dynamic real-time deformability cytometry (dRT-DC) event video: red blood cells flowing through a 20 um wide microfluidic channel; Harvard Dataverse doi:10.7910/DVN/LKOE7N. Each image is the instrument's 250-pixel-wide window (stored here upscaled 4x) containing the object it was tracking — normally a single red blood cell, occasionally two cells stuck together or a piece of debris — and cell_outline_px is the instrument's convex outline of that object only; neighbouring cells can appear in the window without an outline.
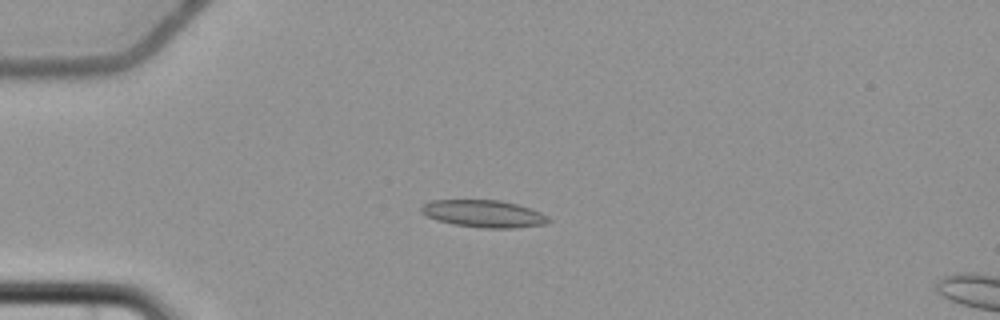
{"species": "common noctule bat (a hibernating species)", "species_latin": "Nyctalus noctula", "temperature_condition": "cold", "stored_images_in_passage": 7, "camera_frame_rate_fps": 3000, "um_per_image_px": 0.085, "animal": {"sex": "female", "body_mass_g": 22.7, "forearm_length_mm": 54.2}, "frame": {"image": 1, "passage_image": 5, "time_ms": 5.0, "image_size_px": [1000, 320], "cell_outline_px": [[552, 220], [544, 224], [516, 228], [484, 228], [452, 224], [436, 220], [420, 212], [420, 208], [424, 204], [432, 200], [500, 200], [532, 208], [548, 216]], "centroid_in_image_um": [41.13, 18.17], "position_along_channel_um": 43.9, "area_um2": 20.29}}
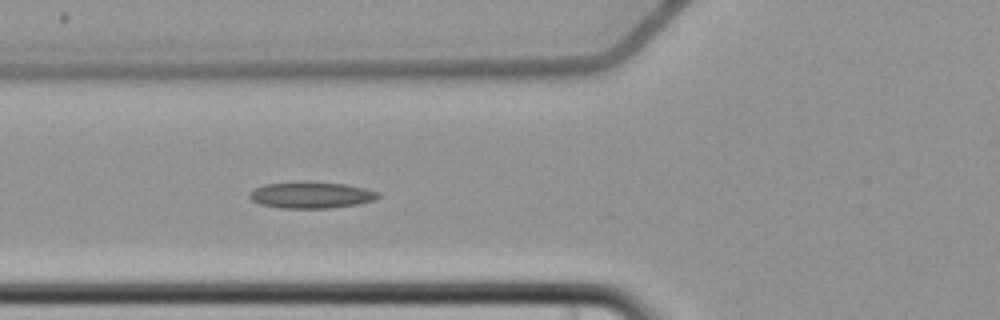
{"frame": {"image": 2, "passage_image": 7, "time_ms": 7.333, "image_size_px": [1000, 320], "cell_outline_px": [[380, 196], [376, 200], [356, 204], [332, 208], [280, 208], [260, 204], [252, 200], [248, 196], [256, 188], [264, 184], [296, 180], [344, 184], [364, 188], [380, 192]], "centroid_in_image_um": [26.45, 16.56], "position_along_channel_um": 99.3, "area_um2": 20.06}}